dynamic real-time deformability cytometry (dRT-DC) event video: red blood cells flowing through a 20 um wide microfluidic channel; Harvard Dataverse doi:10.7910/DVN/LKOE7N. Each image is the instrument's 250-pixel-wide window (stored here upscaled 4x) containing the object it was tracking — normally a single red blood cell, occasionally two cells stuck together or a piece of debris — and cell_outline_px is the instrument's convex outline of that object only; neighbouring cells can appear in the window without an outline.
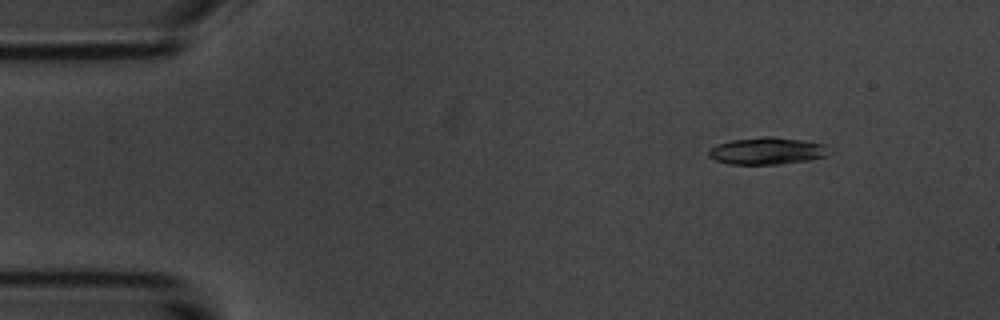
{"species": "common noctule bat (a hibernating species)", "species_latin": "Nyctalus noctula", "temperature_condition": "room temperature", "stored_images_in_passage": 7, "camera_frame_rate_fps": 3000, "um_per_image_px": 0.085, "animal": {"sex": "male", "body_mass_g": 20.1, "forearm_length_mm": 53.5}, "frame": {"image": 1, "passage_image": 1, "time_ms": 0.0, "image_size_px": [1000, 320], "cell_outline_px": [[832, 152], [828, 156], [808, 160], [780, 164], [728, 164], [716, 160], [708, 156], [708, 152], [716, 144], [728, 140], [764, 136], [772, 136], [804, 140], [824, 144], [832, 148]], "centroid_in_image_um": [65.25, 12.82], "position_along_channel_um": 19.7, "area_um2": 19.36}}
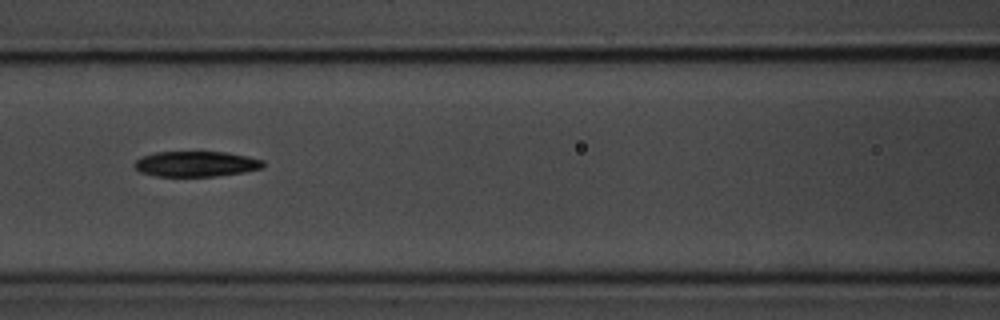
{"frame": {"image": 2, "passage_image": 5, "time_ms": 5.667, "image_size_px": [1000, 320], "cell_outline_px": [[264, 164], [260, 168], [244, 172], [216, 176], [156, 176], [140, 172], [136, 168], [136, 160], [144, 156], [156, 152], [228, 152], [248, 156], [264, 160]], "centroid_in_image_um": [16.7, 13.93], "position_along_channel_um": 149.9, "area_um2": 18.9}}
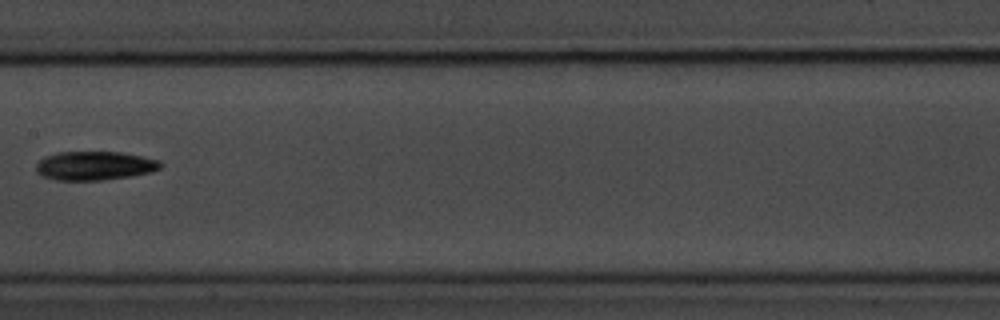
{"frame": {"image": 3, "passage_image": 6, "time_ms": 7.0, "image_size_px": [1000, 320], "cell_outline_px": [[164, 164], [160, 168], [152, 172], [132, 176], [100, 180], [56, 180], [44, 176], [36, 172], [36, 164], [44, 156], [56, 152], [120, 152], [160, 160]], "centroid_in_image_um": [8.06, 14.08], "position_along_channel_um": 199.3, "area_um2": 20.98}}